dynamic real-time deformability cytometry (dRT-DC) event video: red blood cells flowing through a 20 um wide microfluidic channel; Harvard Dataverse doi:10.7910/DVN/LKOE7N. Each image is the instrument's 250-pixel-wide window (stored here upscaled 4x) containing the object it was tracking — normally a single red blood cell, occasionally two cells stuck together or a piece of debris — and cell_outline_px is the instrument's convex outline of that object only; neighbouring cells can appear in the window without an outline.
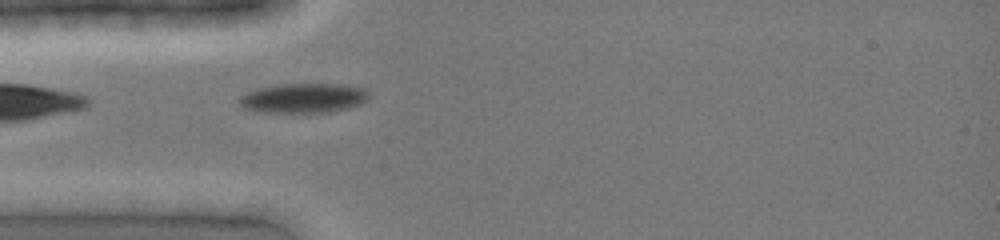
{"species": "common noctule bat (a hibernating species)", "species_latin": "Nyctalus noctula", "temperature_condition": "cold", "stored_images_in_passage": 15, "camera_frame_rate_fps": 3000, "um_per_image_px": 0.085, "animal": {"sex": "female", "body_mass_g": 19.0, "forearm_length_mm": 51.5}, "frame": {"image": 1, "passage_image": 1, "time_ms": 0.0, "image_size_px": [1000, 240], "cell_outline_px": [[368, 100], [360, 104], [348, 108], [328, 112], [256, 112], [244, 108], [240, 104], [240, 96], [256, 88], [284, 84], [348, 84], [364, 88], [368, 92]], "centroid_in_image_um": [25.82, 8.33], "position_along_channel_um": 59.2, "area_um2": 22.43}}
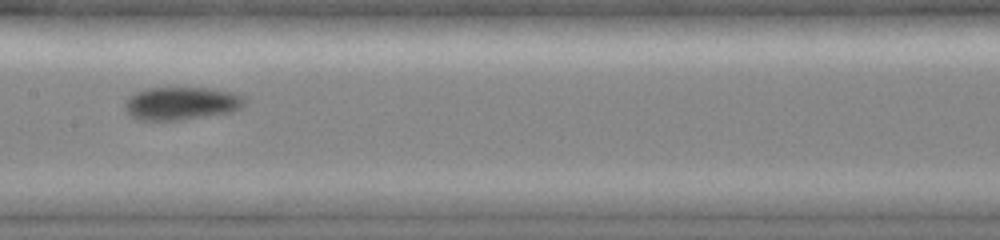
{"frame": {"image": 2, "passage_image": 10, "time_ms": 3.0, "image_size_px": [1000, 240], "cell_outline_px": [[244, 104], [240, 108], [232, 112], [180, 120], [136, 120], [128, 112], [124, 104], [136, 92], [148, 88], [204, 88], [232, 92], [240, 96], [244, 100]], "centroid_in_image_um": [15.41, 8.8], "position_along_channel_um": 192.0, "area_um2": 22.6}}
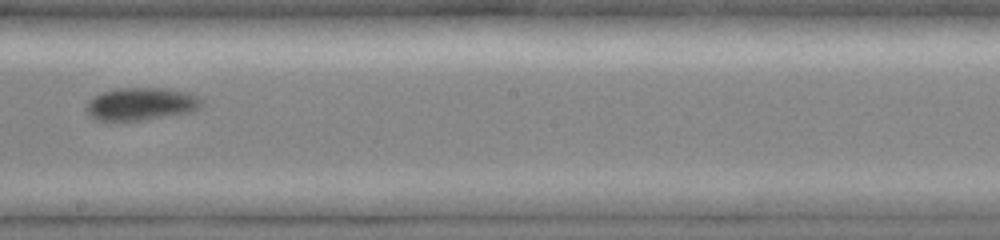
{"frame": {"image": 3, "passage_image": 13, "time_ms": 4.0, "image_size_px": [1000, 240], "cell_outline_px": [[200, 108], [192, 112], [140, 120], [96, 120], [84, 108], [88, 100], [104, 92], [116, 88], [168, 88], [184, 92], [196, 96], [200, 100]], "centroid_in_image_um": [11.96, 8.83], "position_along_channel_um": 236.2, "area_um2": 21.62}}